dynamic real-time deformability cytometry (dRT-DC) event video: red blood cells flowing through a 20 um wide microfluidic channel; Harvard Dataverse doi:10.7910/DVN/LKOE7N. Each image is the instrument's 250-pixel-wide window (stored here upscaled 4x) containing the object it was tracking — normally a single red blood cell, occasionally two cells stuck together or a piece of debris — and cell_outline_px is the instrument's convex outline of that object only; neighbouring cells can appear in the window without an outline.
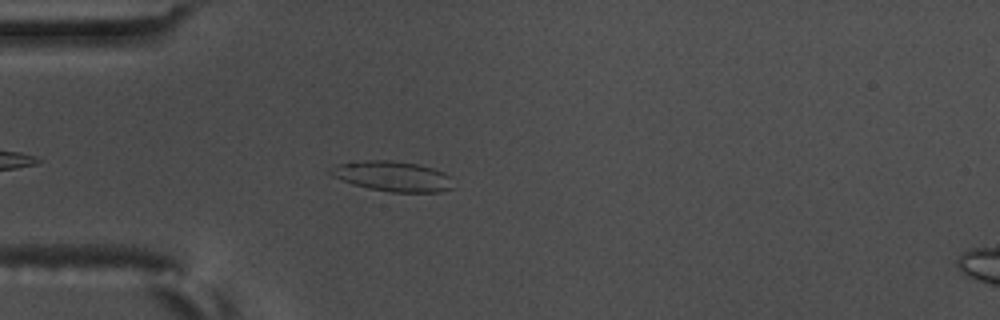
{"species": "common noctule bat (a hibernating species)", "species_latin": "Nyctalus noctula", "temperature_condition": "warm", "stored_images_in_passage": 47, "camera_frame_rate_fps": 3000, "um_per_image_px": 0.085, "animal": {"sex": "male", "body_mass_g": 17.5, "forearm_length_mm": 52.3}, "frame": {"image": 1, "passage_image": 6, "time_ms": 1.667, "image_size_px": [1000, 320], "cell_outline_px": [[456, 188], [440, 192], [388, 192], [368, 188], [352, 184], [332, 176], [328, 172], [340, 164], [364, 160], [392, 160], [416, 164], [432, 168], [444, 172], [452, 176]], "centroid_in_image_um": [33.47, 15.0], "position_along_channel_um": 51.5, "area_um2": 21.73}}
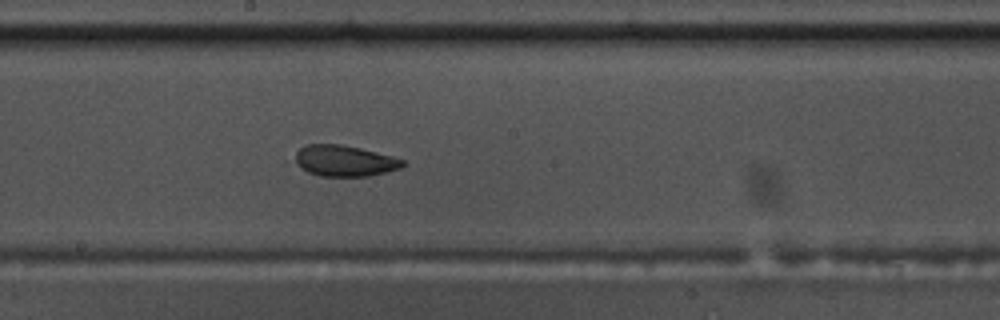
{"frame": {"image": 2, "passage_image": 21, "time_ms": 6.667, "image_size_px": [1000, 320], "cell_outline_px": [[408, 164], [400, 168], [368, 176], [320, 176], [284, 164], [284, 160], [304, 144], [340, 144], [360, 148], [392, 156], [404, 160]], "centroid_in_image_um": [29.04, 13.66], "position_along_channel_um": 219.2, "area_um2": 20.58}}
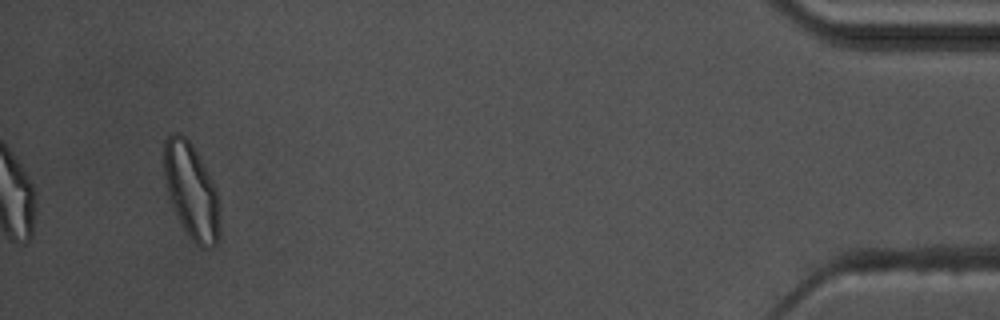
{"frame": {"image": 3, "passage_image": 44, "time_ms": 14.333, "image_size_px": [1000, 320], "cell_outline_px": [[216, 244], [204, 248], [200, 248], [188, 236], [180, 224], [168, 196], [164, 176], [164, 140], [172, 132], [180, 132], [192, 144], [212, 180], [216, 188]], "centroid_in_image_um": [16.18, 16.17], "position_along_channel_um": 419.0, "area_um2": 30.17}, "authors_computed_cell_mechanics": {"area_um2": 20.6924, "velocity_mm_per_s": 3.5745, "shape_relaxation_time_tau1_ms": 11.3079, "shape_relaxation_time_tau2_ms": null, "deformation_change_tau1": 0.2591, "deformation_change_tau2": null}}